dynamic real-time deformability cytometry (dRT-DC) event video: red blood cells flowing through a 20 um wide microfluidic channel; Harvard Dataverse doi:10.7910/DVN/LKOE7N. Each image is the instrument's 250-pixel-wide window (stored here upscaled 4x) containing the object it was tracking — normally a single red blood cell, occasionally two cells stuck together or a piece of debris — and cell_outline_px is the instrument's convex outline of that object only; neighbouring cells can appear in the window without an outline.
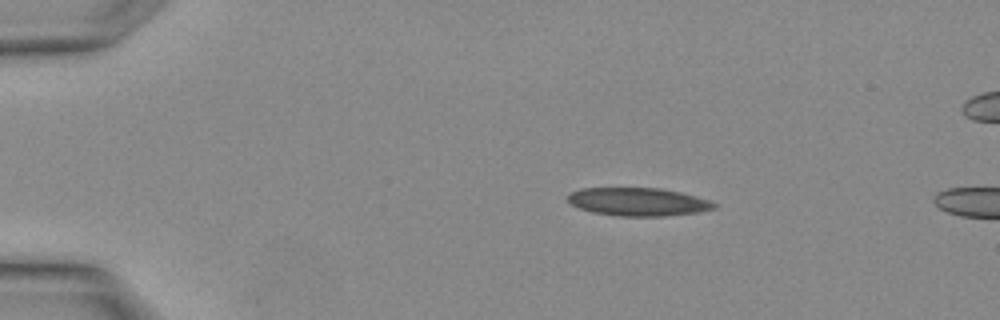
{"species": "Egyptian fruit bat (a non-hibernating species)", "species_latin": "Rousettus aegyptiacus", "temperature_condition": "warm", "stored_images_in_passage": 3, "camera_frame_rate_fps": 3000, "um_per_image_px": 0.085, "animal": {"sex": "female"}, "frame": {"image": 1, "passage_image": 1, "time_ms": 0.0, "image_size_px": [1000, 320], "cell_outline_px": [[716, 208], [700, 212], [664, 216], [620, 216], [592, 212], [580, 208], [572, 204], [568, 200], [568, 192], [580, 188], [660, 188], [680, 192], [696, 196], [708, 200], [716, 204]], "centroid_in_image_um": [54.23, 17.15], "position_along_channel_um": 30.8, "area_um2": 23.99}}